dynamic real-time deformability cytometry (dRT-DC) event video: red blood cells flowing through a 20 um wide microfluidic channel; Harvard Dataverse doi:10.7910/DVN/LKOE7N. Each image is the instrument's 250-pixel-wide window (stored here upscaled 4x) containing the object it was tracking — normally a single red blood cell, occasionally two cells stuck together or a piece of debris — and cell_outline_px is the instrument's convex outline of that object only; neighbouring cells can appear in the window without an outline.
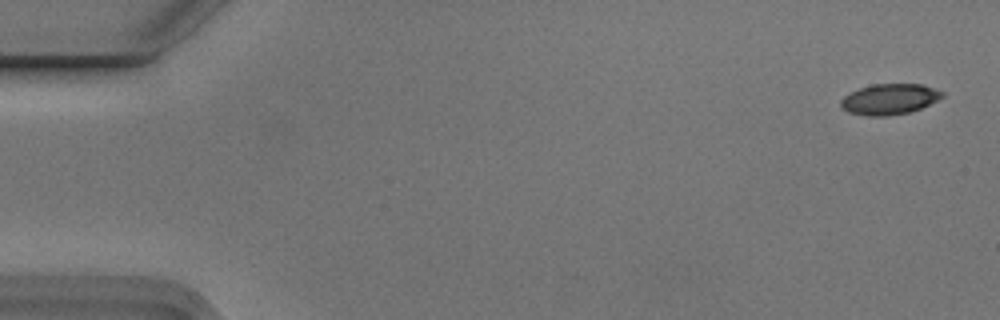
{"species": "Egyptian fruit bat (a non-hibernating species)", "species_latin": "Rousettus aegyptiacus", "temperature_condition": "cold", "stored_images_in_passage": 5, "camera_frame_rate_fps": 3000, "um_per_image_px": 0.085, "animal": {"sex": "male"}, "frame": {"image": 1, "passage_image": 1, "time_ms": 0.0, "image_size_px": [1000, 320], "cell_outline_px": [[944, 96], [912, 112], [888, 116], [868, 116], [848, 112], [840, 108], [840, 100], [844, 96], [860, 88], [872, 84], [920, 84], [944, 92]], "centroid_in_image_um": [75.57, 8.44], "position_along_channel_um": 9.4, "area_um2": 18.09}}
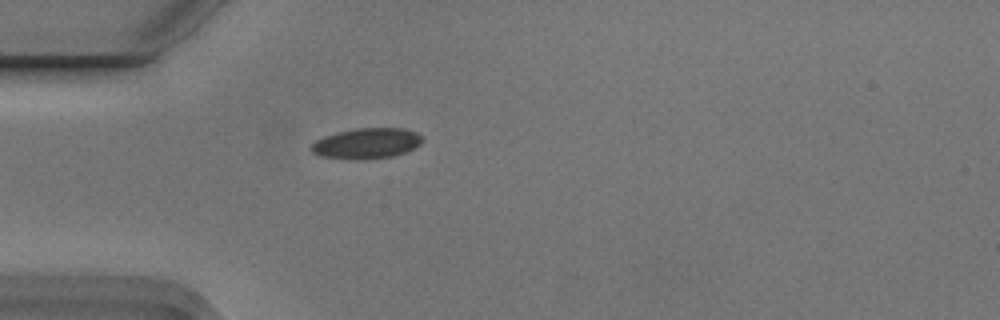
{"frame": {"image": 2, "passage_image": 5, "time_ms": 1.333, "image_size_px": [1000, 320], "cell_outline_px": [[424, 140], [420, 144], [404, 152], [392, 156], [360, 160], [320, 156], [312, 152], [312, 144], [316, 140], [324, 136], [356, 128], [404, 128], [416, 132], [424, 136]], "centroid_in_image_um": [31.2, 12.18], "position_along_channel_um": 53.8, "area_um2": 19.65}}